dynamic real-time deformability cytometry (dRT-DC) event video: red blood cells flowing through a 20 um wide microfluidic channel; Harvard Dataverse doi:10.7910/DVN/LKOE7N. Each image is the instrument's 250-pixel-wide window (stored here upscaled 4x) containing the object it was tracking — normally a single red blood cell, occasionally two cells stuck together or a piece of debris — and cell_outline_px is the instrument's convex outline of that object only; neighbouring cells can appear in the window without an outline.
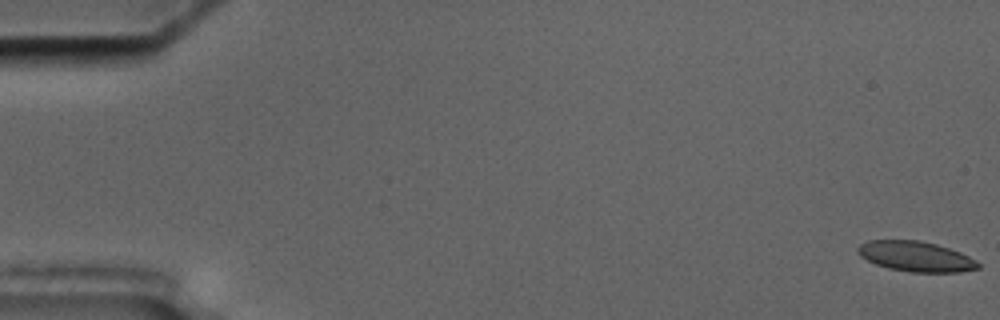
{"species": "common noctule bat (a hibernating species)", "species_latin": "Nyctalus noctula", "temperature_condition": "cold", "stored_images_in_passage": 5, "camera_frame_rate_fps": 3000, "um_per_image_px": 0.085, "animal": {"sex": "male", "body_mass_g": 17.5, "forearm_length_mm": 52.3}, "frame": {"image": 1, "passage_image": 1, "time_ms": 0.0, "image_size_px": [1000, 320], "cell_outline_px": [[980, 268], [960, 272], [912, 272], [888, 268], [876, 264], [860, 256], [856, 252], [856, 248], [860, 244], [868, 240], [916, 240], [936, 244], [960, 252], [976, 260], [980, 264]], "centroid_in_image_um": [77.83, 21.8], "position_along_channel_um": 7.2, "area_um2": 21.15}}
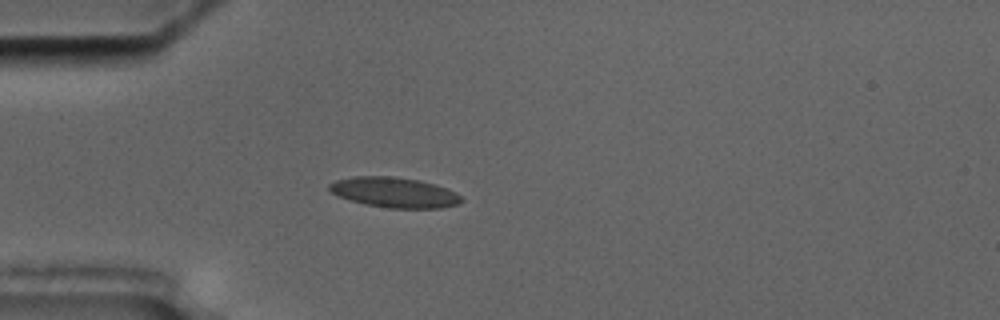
{"frame": {"image": 2, "passage_image": 5, "time_ms": 5.333, "image_size_px": [1000, 320], "cell_outline_px": [[464, 200], [460, 204], [440, 208], [388, 208], [364, 204], [340, 196], [332, 192], [328, 188], [328, 184], [336, 180], [352, 176], [396, 176], [420, 180], [436, 184], [448, 188], [456, 192]], "centroid_in_image_um": [33.57, 16.34], "position_along_channel_um": 51.4, "area_um2": 23.47}}